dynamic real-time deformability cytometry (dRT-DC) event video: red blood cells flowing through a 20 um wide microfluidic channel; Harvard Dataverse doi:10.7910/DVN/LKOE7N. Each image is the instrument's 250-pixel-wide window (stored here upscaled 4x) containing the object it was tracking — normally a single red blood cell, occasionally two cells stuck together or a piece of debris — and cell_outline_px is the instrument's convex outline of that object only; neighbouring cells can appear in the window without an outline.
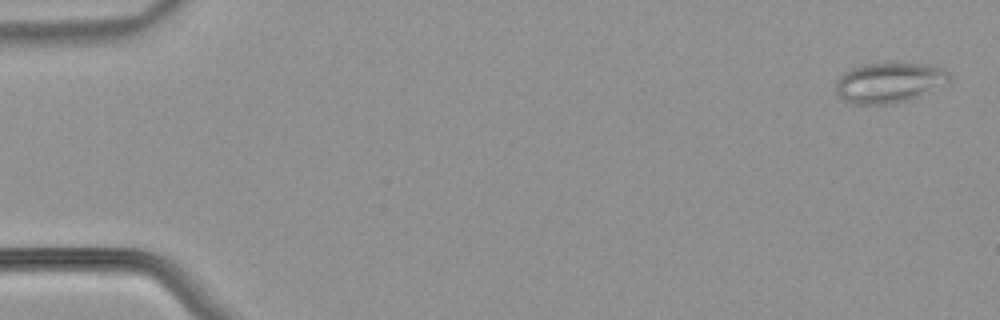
{"species": "common noctule bat (a hibernating species)", "species_latin": "Nyctalus noctula", "temperature_condition": "warm", "stored_images_in_passage": 54, "camera_frame_rate_fps": 3000, "um_per_image_px": 0.085, "animal": {"sex": "male", "body_mass_g": 21.5, "forearm_length_mm": 52.0}, "frame": {"image": 1, "passage_image": 2, "time_ms": 0.333, "image_size_px": [1000, 320], "cell_outline_px": [[948, 80], [920, 96], [908, 100], [892, 104], [852, 104], [844, 100], [836, 92], [836, 80], [844, 72], [852, 68], [864, 64], [888, 60], [904, 60], [932, 64], [944, 68], [948, 72]], "centroid_in_image_um": [75.57, 6.95], "position_along_channel_um": 9.4, "area_um2": 27.46}}
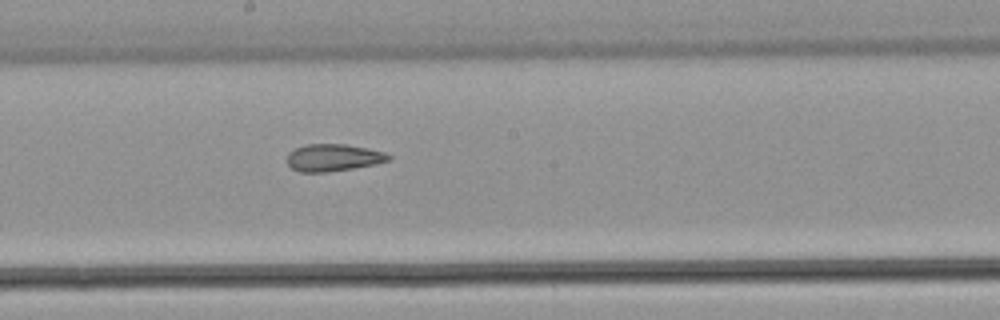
{"frame": {"image": 2, "passage_image": 30, "time_ms": 9.667, "image_size_px": [1000, 320], "cell_outline_px": [[392, 160], [376, 164], [328, 172], [300, 172], [292, 168], [288, 164], [288, 152], [296, 148], [308, 144], [344, 144], [368, 148], [384, 152], [392, 156]], "centroid_in_image_um": [28.36, 13.4], "position_along_channel_um": 219.8, "area_um2": 16.07}}
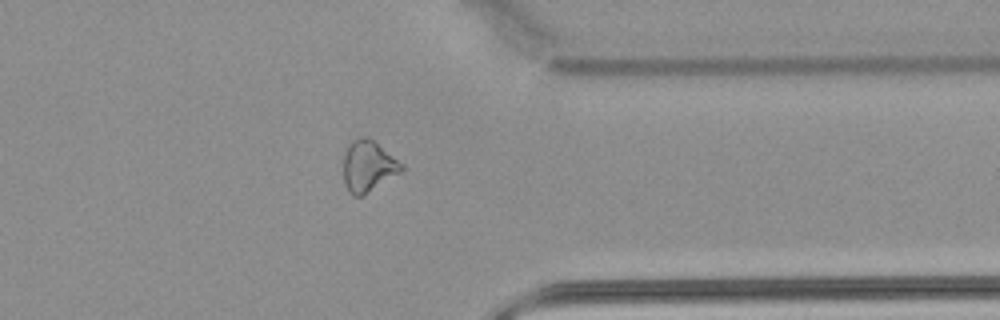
{"frame": {"image": 3, "passage_image": 43, "time_ms": 14.0, "image_size_px": [1000, 320], "cell_outline_px": [[404, 168], [400, 172], [360, 196], [352, 196], [348, 192], [344, 184], [344, 152], [348, 144], [352, 140], [360, 136], [368, 136], [404, 164]], "centroid_in_image_um": [31.27, 14.08], "position_along_channel_um": 380.1, "area_um2": 17.22}, "authors_computed_cell_mechanics": {"area_um2": 19.074, "velocity_mm_per_s": 3.8508, "shape_relaxation_time_tau1_ms": null, "shape_relaxation_time_tau2_ms": 3.7048, "deformation_change_tau1": null, "deformation_change_tau2": 0.1307}}